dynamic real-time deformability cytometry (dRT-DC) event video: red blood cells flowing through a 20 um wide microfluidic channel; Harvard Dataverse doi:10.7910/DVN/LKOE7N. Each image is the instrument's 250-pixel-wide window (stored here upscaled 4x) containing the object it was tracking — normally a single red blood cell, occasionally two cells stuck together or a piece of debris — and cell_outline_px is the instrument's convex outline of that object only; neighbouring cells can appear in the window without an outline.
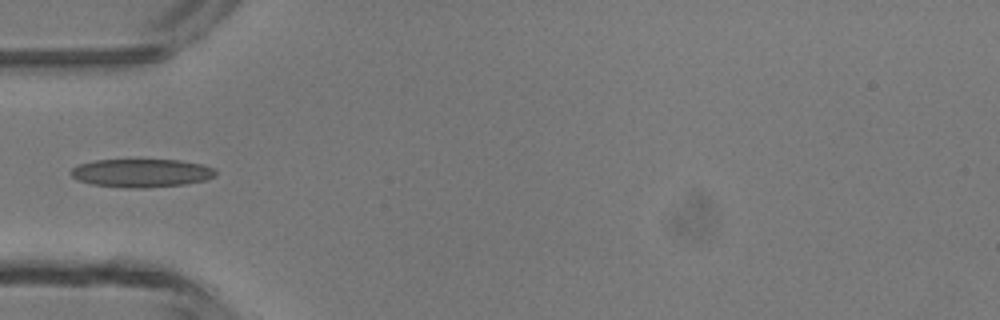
{"species": "common noctule bat (a hibernating species)", "species_latin": "Nyctalus noctula", "temperature_condition": "room temperature", "stored_images_in_passage": 3, "camera_frame_rate_fps": 3000, "um_per_image_px": 0.085, "animal": {"sex": "male", "body_mass_g": 13.3}, "frame": {"image": 1, "passage_image": 2, "time_ms": 1.333, "image_size_px": [1000, 320], "cell_outline_px": [[216, 176], [208, 180], [184, 184], [144, 188], [128, 188], [92, 184], [80, 180], [72, 176], [68, 172], [72, 168], [80, 164], [96, 160], [180, 160], [204, 164], [216, 168]], "centroid_in_image_um": [12.09, 14.7], "position_along_channel_um": 72.9, "area_um2": 23.99}}
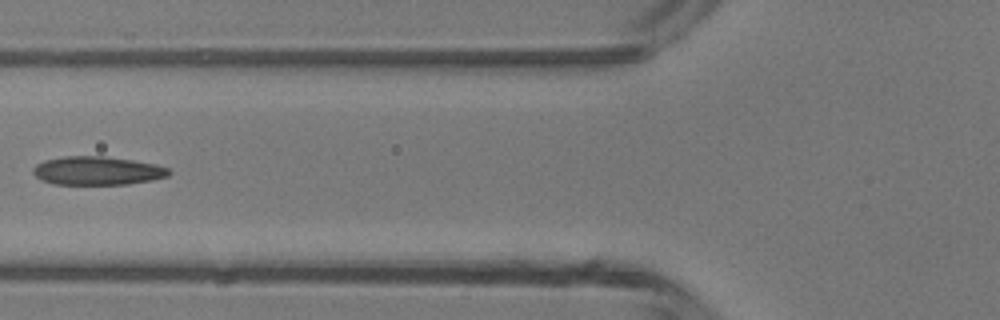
{"frame": {"image": 2, "passage_image": 3, "time_ms": 2.333, "image_size_px": [1000, 320], "cell_outline_px": [[172, 172], [168, 176], [152, 180], [128, 184], [52, 184], [40, 180], [32, 172], [32, 168], [36, 164], [44, 160], [64, 156], [104, 156], [132, 160], [156, 164], [168, 168]], "centroid_in_image_um": [8.25, 14.51], "position_along_channel_um": 117.5, "area_um2": 22.72}}